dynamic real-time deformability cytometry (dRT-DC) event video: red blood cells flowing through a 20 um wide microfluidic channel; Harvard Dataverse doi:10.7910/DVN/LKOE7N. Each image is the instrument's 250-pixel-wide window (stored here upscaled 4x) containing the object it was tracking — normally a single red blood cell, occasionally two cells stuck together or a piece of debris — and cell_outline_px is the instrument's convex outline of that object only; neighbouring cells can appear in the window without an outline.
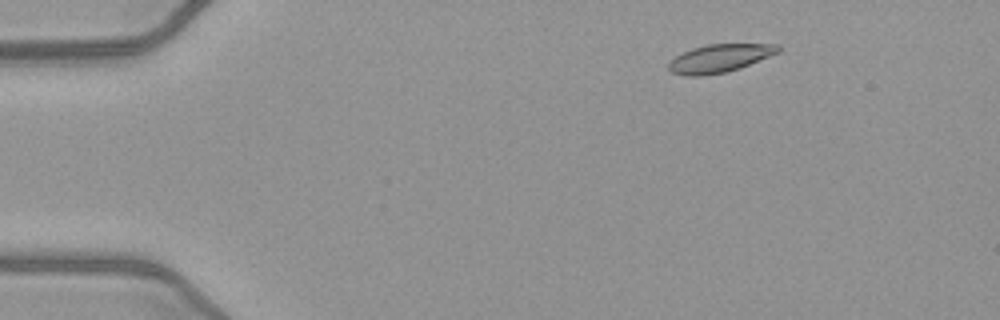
{"species": "common noctule bat (a hibernating species)", "species_latin": "Nyctalus noctula", "temperature_condition": "warm", "stored_images_in_passage": 49, "camera_frame_rate_fps": 3000, "um_per_image_px": 0.085, "animal": {"sex": "female", "body_mass_g": 21.9}, "frame": {"image": 1, "passage_image": 5, "time_ms": 1.333, "image_size_px": [1000, 320], "cell_outline_px": [[780, 52], [748, 64], [724, 72], [700, 76], [684, 76], [672, 72], [668, 68], [668, 64], [676, 56], [692, 48], [708, 44], [780, 44]], "centroid_in_image_um": [61.15, 4.94], "position_along_channel_um": 23.8, "area_um2": 17.57}}
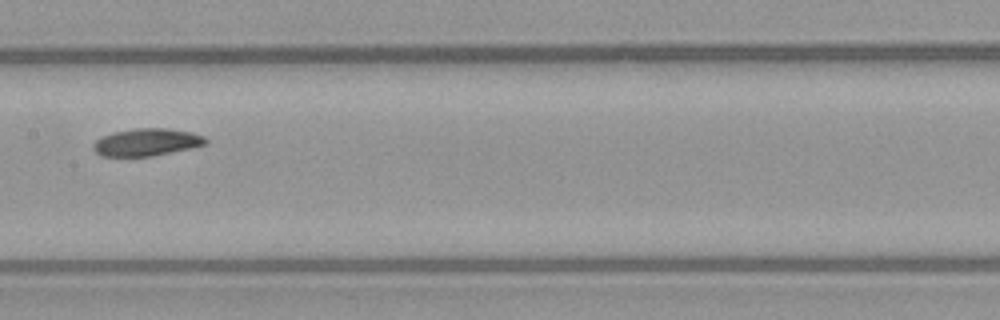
{"frame": {"image": 2, "passage_image": 24, "time_ms": 7.667, "image_size_px": [1000, 320], "cell_outline_px": [[208, 144], [192, 148], [152, 156], [100, 156], [92, 148], [92, 144], [100, 136], [112, 132], [136, 128], [168, 128], [192, 132], [204, 136], [208, 140]], "centroid_in_image_um": [12.47, 12.08], "position_along_channel_um": 194.9, "area_um2": 18.21}}
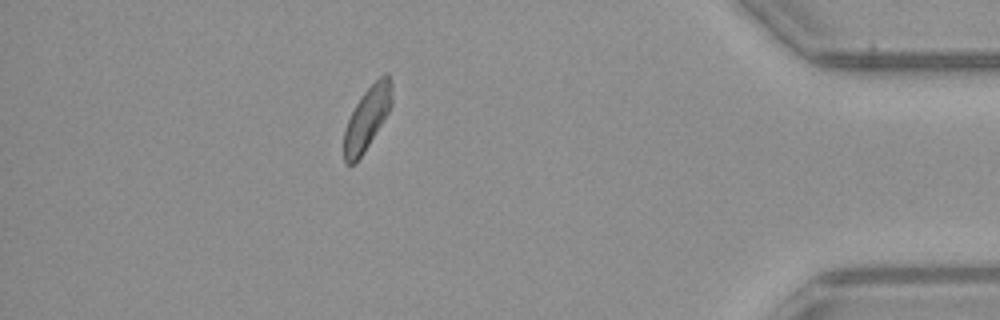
{"frame": {"image": 3, "passage_image": 43, "time_ms": 14.0, "image_size_px": [1000, 320], "cell_outline_px": [[392, 104], [388, 112], [364, 152], [356, 164], [344, 164], [344, 128], [360, 96], [380, 76], [388, 72], [392, 84]], "centroid_in_image_um": [31.19, 10.06], "position_along_channel_um": 404.0, "area_um2": 17.46}, "authors_computed_cell_mechanics": {"area_um2": 18.1492, "velocity_mm_per_s": 4.0233, "shape_relaxation_time_tau1_ms": 5.1693, "shape_relaxation_time_tau2_ms": null, "deformation_change_tau1": 0.1302, "deformation_change_tau2": null}}